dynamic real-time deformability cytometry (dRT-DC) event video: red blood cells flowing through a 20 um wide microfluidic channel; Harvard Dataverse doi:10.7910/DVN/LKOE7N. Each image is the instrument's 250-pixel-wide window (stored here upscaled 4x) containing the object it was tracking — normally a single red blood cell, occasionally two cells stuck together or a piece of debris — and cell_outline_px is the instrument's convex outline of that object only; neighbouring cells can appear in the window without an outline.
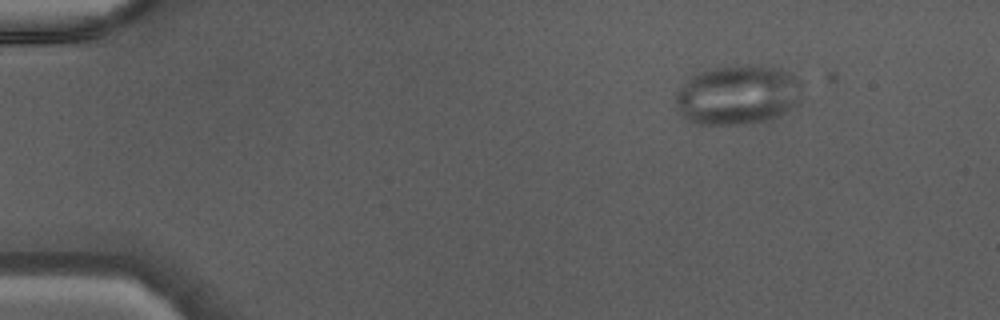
{"species": "Egyptian fruit bat (a non-hibernating species)", "species_latin": "Rousettus aegyptiacus", "temperature_condition": "warm", "stored_images_in_passage": 46, "camera_frame_rate_fps": 3000, "um_per_image_px": 0.085, "animal": {"sex": "male"}, "frame": {"image": 1, "passage_image": 7, "time_ms": 2.0, "image_size_px": [1000, 320], "cell_outline_px": [[804, 100], [800, 104], [768, 120], [736, 124], [696, 124], [680, 116], [676, 108], [676, 92], [688, 76], [696, 72], [712, 68], [736, 64], [752, 64], [776, 68], [788, 72], [800, 80]], "centroid_in_image_um": [62.7, 8.04], "position_along_channel_um": 22.3, "area_um2": 44.8}}
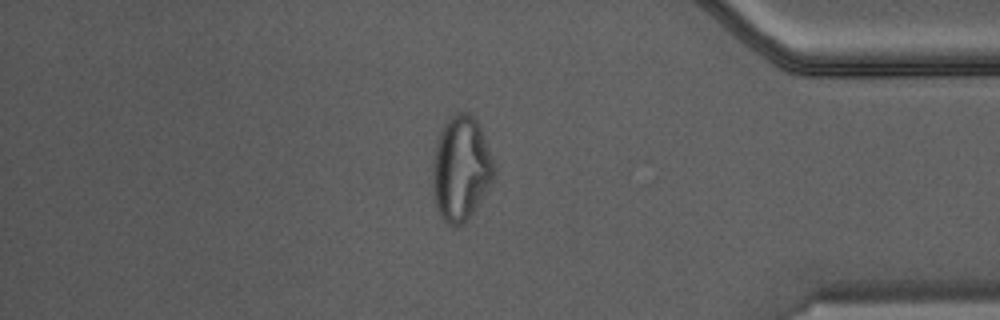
{"frame": {"image": 2, "passage_image": 40, "time_ms": 13.0, "image_size_px": [1000, 320], "cell_outline_px": [[496, 172], [492, 180], [472, 216], [468, 220], [460, 224], [448, 224], [436, 212], [432, 192], [432, 160], [440, 128], [456, 112], [468, 112], [480, 124], [496, 168]], "centroid_in_image_um": [39.16, 14.33], "position_along_channel_um": 396.0, "area_um2": 37.97}}